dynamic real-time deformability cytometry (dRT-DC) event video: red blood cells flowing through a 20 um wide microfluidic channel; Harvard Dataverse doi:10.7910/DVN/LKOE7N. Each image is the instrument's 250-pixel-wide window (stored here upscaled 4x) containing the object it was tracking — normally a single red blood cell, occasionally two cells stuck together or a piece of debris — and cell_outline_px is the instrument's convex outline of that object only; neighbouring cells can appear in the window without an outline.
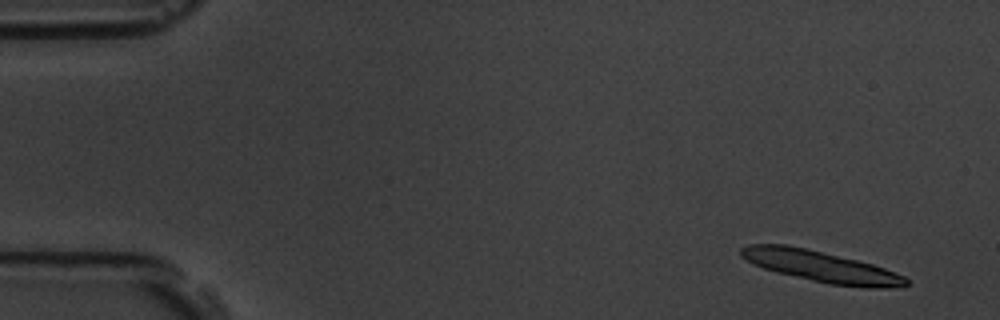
{"species": "common noctule bat (a hibernating species)", "species_latin": "Nyctalus noctula", "temperature_condition": "room temperature", "stored_images_in_passage": 5, "camera_frame_rate_fps": 3000, "um_per_image_px": 0.085, "animal": {"sex": "male", "body_mass_g": 19.5, "forearm_length_mm": 54.6}, "frame": {"image": 1, "passage_image": 5, "time_ms": 5.333, "image_size_px": [1000, 320], "cell_outline_px": [[908, 284], [884, 288], [868, 288], [828, 284], [776, 272], [752, 264], [740, 256], [740, 248], [748, 244], [788, 244], [856, 260], [872, 264], [884, 268], [904, 276], [908, 280]], "centroid_in_image_um": [69.72, 22.64], "position_along_channel_um": 15.3, "area_um2": 29.77}}